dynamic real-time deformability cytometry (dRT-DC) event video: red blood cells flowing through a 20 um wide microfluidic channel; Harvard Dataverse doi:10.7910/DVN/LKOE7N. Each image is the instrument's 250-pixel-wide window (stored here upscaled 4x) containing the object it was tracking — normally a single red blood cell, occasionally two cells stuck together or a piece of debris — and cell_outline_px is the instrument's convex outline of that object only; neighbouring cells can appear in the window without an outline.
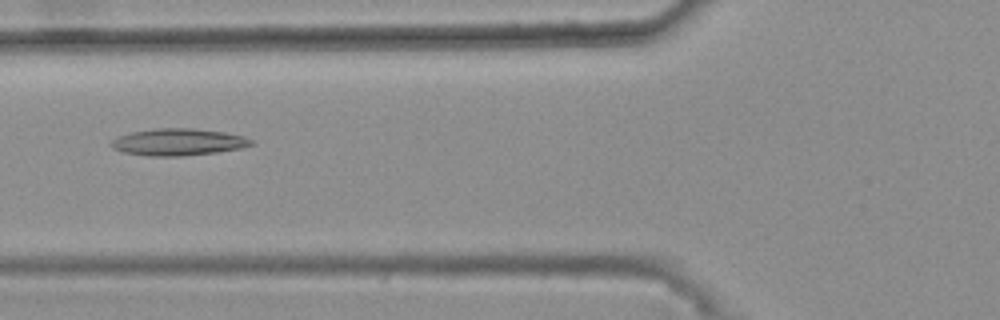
{"species": "common noctule bat (a hibernating species)", "species_latin": "Nyctalus noctula", "temperature_condition": "warm", "stored_images_in_passage": 28, "camera_frame_rate_fps": 3000, "um_per_image_px": 0.085, "animal": {"sex": "female", "body_mass_g": 25.1}, "frame": {"image": 1, "passage_image": 6, "time_ms": 1.667, "image_size_px": [1000, 320], "cell_outline_px": [[252, 144], [240, 148], [216, 152], [180, 156], [152, 156], [124, 152], [112, 148], [108, 144], [116, 136], [132, 132], [156, 128], [192, 128], [224, 132], [244, 136], [252, 140]], "centroid_in_image_um": [15.1, 12.07], "position_along_channel_um": 110.7, "area_um2": 21.85}}
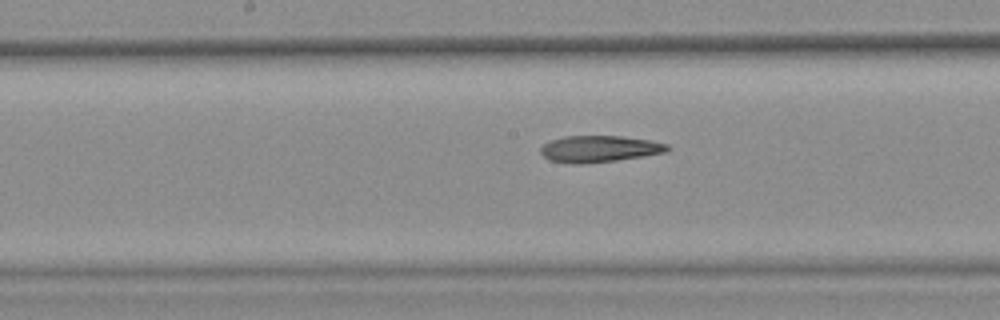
{"frame": {"image": 2, "passage_image": 13, "time_ms": 4.0, "image_size_px": [1000, 320], "cell_outline_px": [[672, 148], [668, 152], [644, 156], [616, 160], [584, 164], [572, 164], [548, 160], [540, 152], [540, 148], [544, 144], [552, 140], [564, 136], [624, 136], [652, 140], [668, 144]], "centroid_in_image_um": [50.99, 12.65], "position_along_channel_um": 197.2, "area_um2": 19.88}}
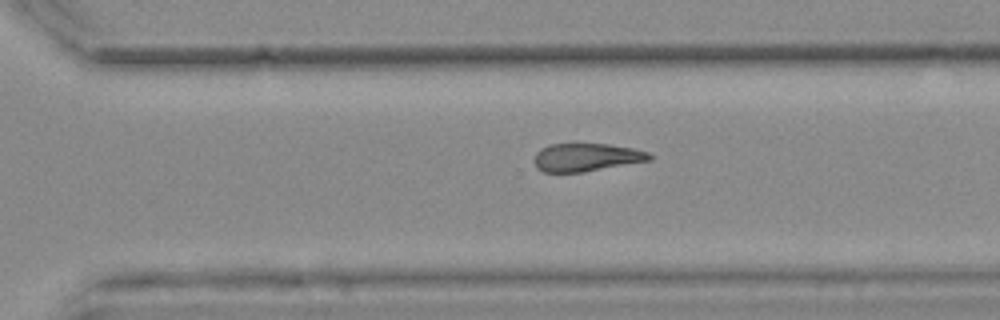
{"frame": {"image": 3, "passage_image": 23, "time_ms": 7.333, "image_size_px": [1000, 320], "cell_outline_px": [[652, 160], [584, 172], [544, 172], [536, 168], [532, 160], [536, 152], [540, 148], [548, 144], [608, 144], [632, 148], [648, 152], [652, 156]], "centroid_in_image_um": [49.8, 13.37], "position_along_channel_um": 320.8, "area_um2": 19.02}, "authors_computed_cell_mechanics": {"area_um2": 19.8543, "velocity_mm_per_s": 3.7094, "shape_relaxation_time_tau1_ms": null, "shape_relaxation_time_tau2_ms": 8.2119, "deformation_change_tau1": null, "deformation_change_tau2": 0.2146}}